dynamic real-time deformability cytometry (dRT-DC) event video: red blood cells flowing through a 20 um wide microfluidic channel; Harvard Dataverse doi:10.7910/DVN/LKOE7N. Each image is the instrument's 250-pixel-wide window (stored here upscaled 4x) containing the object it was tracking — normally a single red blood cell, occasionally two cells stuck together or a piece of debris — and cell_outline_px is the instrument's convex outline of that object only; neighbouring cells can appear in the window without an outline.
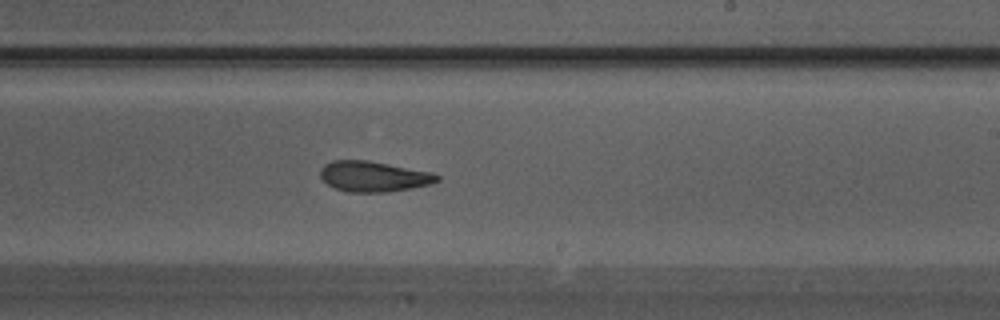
{"species": "Egyptian fruit bat (a non-hibernating species)", "species_latin": "Rousettus aegyptiacus", "temperature_condition": "warm", "stored_images_in_passage": 26, "camera_frame_rate_fps": 3000, "um_per_image_px": 0.085, "animal": {"sex": "male"}, "frame": {"image": 1, "passage_image": 12, "time_ms": 3.667, "image_size_px": [1000, 320], "cell_outline_px": [[440, 180], [432, 184], [412, 188], [388, 192], [348, 192], [336, 188], [328, 184], [320, 176], [320, 168], [324, 164], [332, 160], [368, 160], [432, 172], [440, 176]], "centroid_in_image_um": [31.77, 14.99], "position_along_channel_um": 257.2, "area_um2": 20.87}}
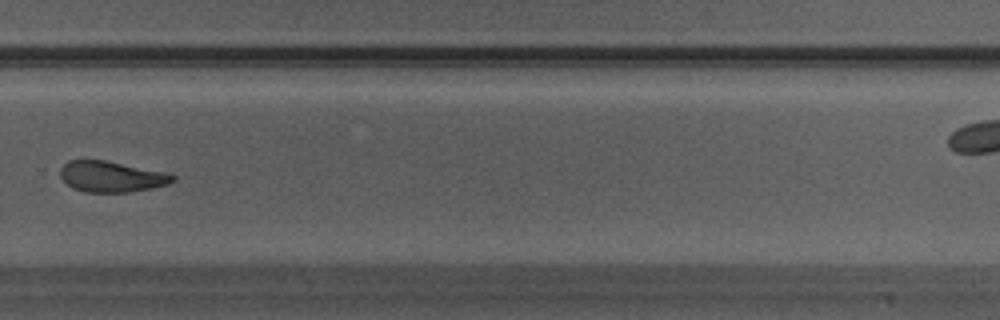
{"frame": {"image": 2, "passage_image": 15, "time_ms": 4.667, "image_size_px": [1000, 320], "cell_outline_px": [[176, 180], [168, 184], [152, 188], [128, 192], [84, 192], [72, 188], [60, 176], [60, 168], [68, 160], [104, 160], [168, 172], [176, 176]], "centroid_in_image_um": [9.5, 15.01], "position_along_channel_um": 320.3, "area_um2": 20.35}}